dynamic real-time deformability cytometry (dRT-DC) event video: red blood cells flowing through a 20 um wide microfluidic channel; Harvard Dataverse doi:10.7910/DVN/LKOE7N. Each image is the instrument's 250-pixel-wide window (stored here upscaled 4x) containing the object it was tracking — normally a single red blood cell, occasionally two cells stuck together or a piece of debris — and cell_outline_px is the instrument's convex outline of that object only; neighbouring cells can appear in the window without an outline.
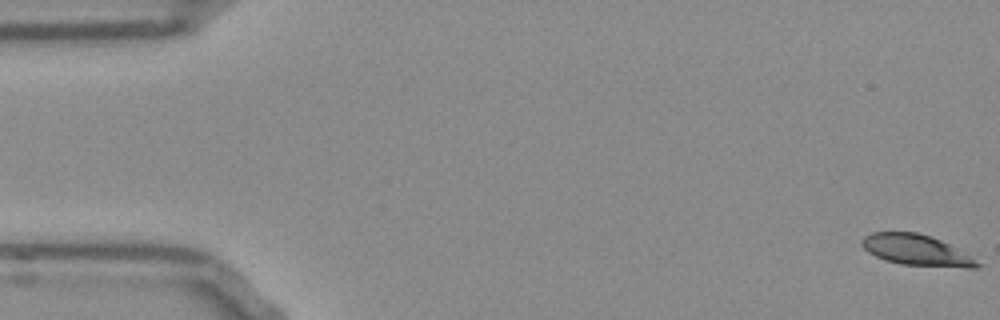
{"species": "Egyptian fruit bat (a non-hibernating species)", "species_latin": "Rousettus aegyptiacus", "temperature_condition": "room temperature", "stored_images_in_passage": 55, "camera_frame_rate_fps": 3000, "um_per_image_px": 0.085, "frame": {"image": 1, "passage_image": 1, "time_ms": 0.0, "image_size_px": [1000, 320], "cell_outline_px": [[984, 264], [976, 268], [964, 268], [900, 264], [884, 260], [868, 252], [860, 244], [860, 240], [864, 236], [872, 232], [916, 232], [940, 240], [956, 248]], "centroid_in_image_um": [77.88, 21.27], "position_along_channel_um": 7.1, "area_um2": 20.75}}
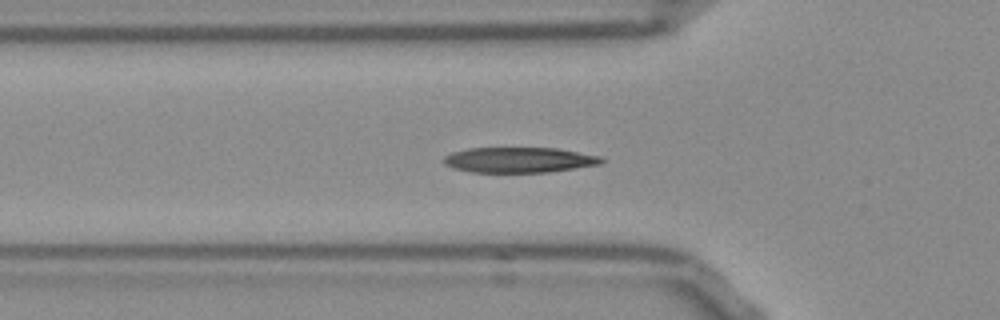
{"frame": {"image": 2, "passage_image": 18, "time_ms": 5.667, "image_size_px": [1000, 320], "cell_outline_px": [[604, 160], [600, 164], [548, 172], [472, 172], [452, 168], [444, 164], [444, 156], [452, 152], [468, 148], [556, 148], [600, 156]], "centroid_in_image_um": [44.09, 13.59], "position_along_channel_um": 81.7, "area_um2": 23.18}}
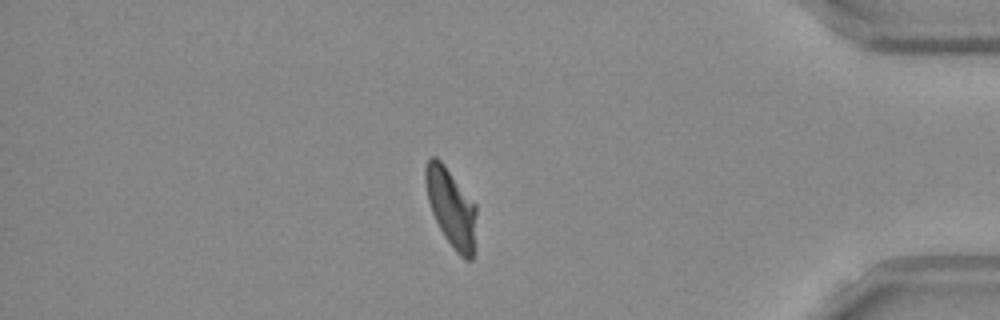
{"frame": {"image": 3, "passage_image": 46, "time_ms": 15.0, "image_size_px": [1000, 320], "cell_outline_px": [[476, 212], [472, 260], [464, 260], [456, 252], [444, 236], [432, 212], [428, 200], [424, 180], [424, 168], [428, 160], [432, 156], [436, 156], [444, 164], [476, 204]], "centroid_in_image_um": [38.33, 17.62], "position_along_channel_um": 396.9, "area_um2": 23.06}, "authors_computed_cell_mechanics": {"area_um2": 23.0622, "velocity_mm_per_s": 3.7792, "shape_relaxation_time_tau1_ms": 4.1954, "shape_relaxation_time_tau2_ms": 1.1618, "deformation_change_tau1": 0.1874, "deformation_change_tau2": 0.0834}}